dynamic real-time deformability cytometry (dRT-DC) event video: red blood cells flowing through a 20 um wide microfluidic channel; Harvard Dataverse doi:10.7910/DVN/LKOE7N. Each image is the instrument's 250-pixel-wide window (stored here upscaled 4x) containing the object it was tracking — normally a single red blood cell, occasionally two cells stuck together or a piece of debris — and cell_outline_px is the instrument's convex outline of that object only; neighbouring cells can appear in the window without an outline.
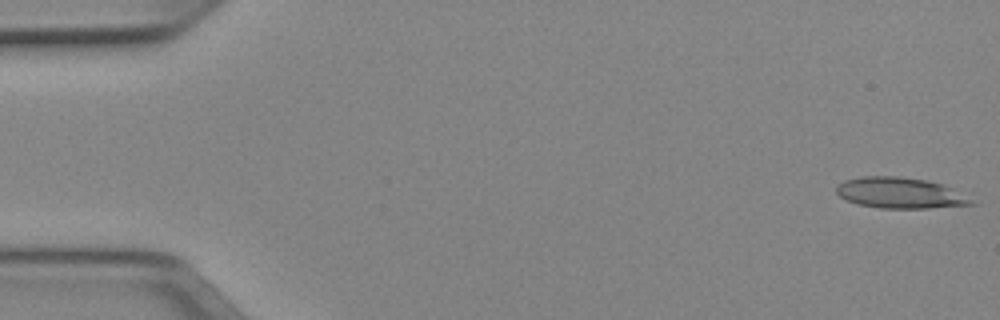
{"species": "Egyptian fruit bat (a non-hibernating species)", "species_latin": "Rousettus aegyptiacus", "temperature_condition": "cold", "stored_images_in_passage": 51, "camera_frame_rate_fps": 3000, "um_per_image_px": 0.085, "animal": {"sex": "female"}, "frame": {"image": 1, "passage_image": 1, "time_ms": 0.0, "image_size_px": [1000, 320], "cell_outline_px": [[976, 204], [928, 208], [880, 208], [856, 204], [840, 196], [836, 192], [836, 188], [844, 180], [860, 176], [900, 176], [928, 180], [944, 184], [952, 188], [972, 200]], "centroid_in_image_um": [76.49, 16.39], "position_along_channel_um": 8.5, "area_um2": 24.28}}
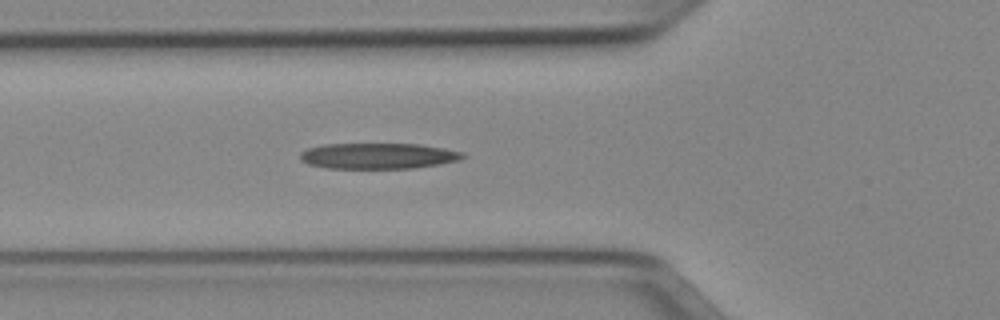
{"frame": {"image": 2, "passage_image": 18, "time_ms": 5.667, "image_size_px": [1000, 320], "cell_outline_px": [[468, 156], [460, 160], [440, 164], [416, 168], [324, 168], [308, 164], [300, 160], [300, 152], [308, 148], [324, 144], [420, 144], [444, 148], [464, 152]], "centroid_in_image_um": [32.17, 13.25], "position_along_channel_um": 93.6, "area_um2": 24.68}}
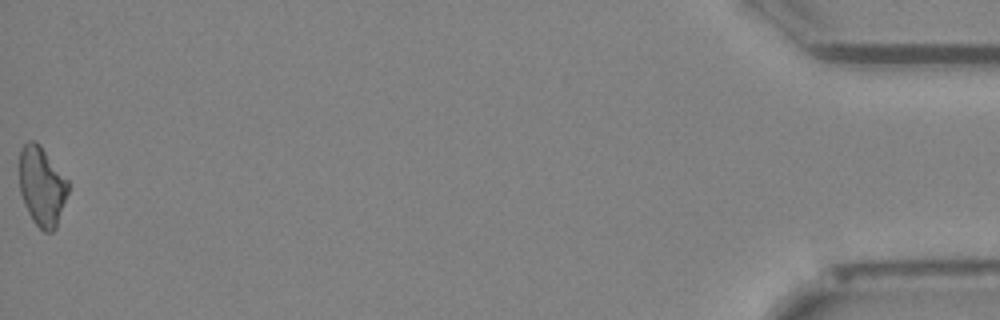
{"frame": {"image": 3, "passage_image": 51, "time_ms": 16.667, "image_size_px": [1000, 320], "cell_outline_px": [[68, 192], [56, 228], [52, 232], [44, 232], [32, 220], [24, 204], [20, 192], [20, 148], [28, 140], [36, 140], [40, 144], [68, 180]], "centroid_in_image_um": [3.55, 15.82], "position_along_channel_um": 431.6, "area_um2": 22.54}}